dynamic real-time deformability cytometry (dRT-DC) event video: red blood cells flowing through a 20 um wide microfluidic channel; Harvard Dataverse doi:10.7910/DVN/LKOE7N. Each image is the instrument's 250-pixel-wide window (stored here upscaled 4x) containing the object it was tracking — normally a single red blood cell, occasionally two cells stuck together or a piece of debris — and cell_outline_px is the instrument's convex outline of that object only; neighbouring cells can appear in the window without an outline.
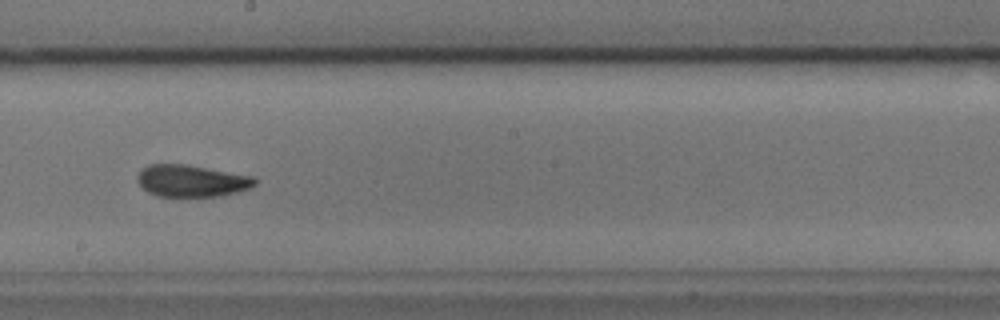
{"species": "common noctule bat (a hibernating species)", "species_latin": "Nyctalus noctula", "temperature_condition": "cold", "stored_images_in_passage": 44, "camera_frame_rate_fps": 3000, "um_per_image_px": 0.085, "animal": {"sex": "male", "body_mass_g": 17.9, "forearm_length_mm": 54.2}, "frame": {"image": 1, "passage_image": 19, "time_ms": 6.0, "image_size_px": [1000, 320], "cell_outline_px": [[256, 184], [248, 188], [236, 192], [220, 196], [156, 196], [148, 192], [136, 180], [136, 176], [148, 164], [188, 164], [256, 176]], "centroid_in_image_um": [16.3, 15.36], "position_along_channel_um": 231.9, "area_um2": 21.96}, "authors_computed_cell_mechanics": {"area_um2": 21.9351, "velocity_mm_per_s": 3.7451, "shape_relaxation_time_tau1_ms": 3.401, "shape_relaxation_time_tau2_ms": 1.666, "deformation_change_tau1": 0.1142, "deformation_change_tau2": 0.073}}